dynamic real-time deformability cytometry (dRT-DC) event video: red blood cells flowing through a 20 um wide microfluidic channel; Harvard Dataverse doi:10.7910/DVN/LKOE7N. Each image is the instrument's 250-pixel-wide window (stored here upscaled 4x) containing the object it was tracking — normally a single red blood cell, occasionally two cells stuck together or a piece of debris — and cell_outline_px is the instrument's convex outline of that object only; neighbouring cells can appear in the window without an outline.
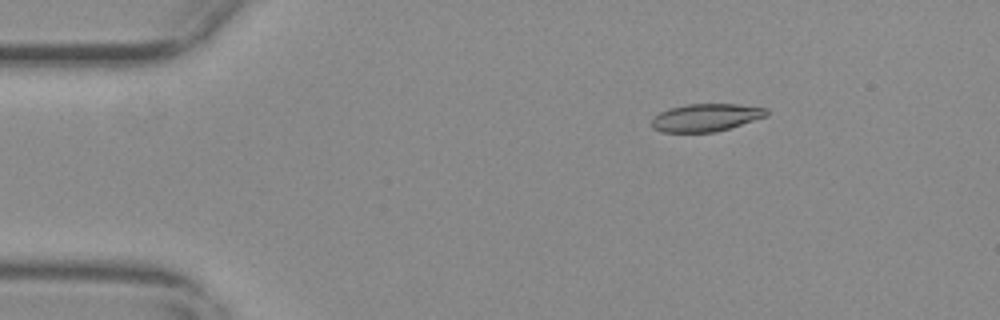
{"species": "common noctule bat (a hibernating species)", "species_latin": "Nyctalus noctula", "temperature_condition": "warm", "stored_images_in_passage": 50, "camera_frame_rate_fps": 3000, "um_per_image_px": 0.085, "animal": {"sex": "female", "body_mass_g": 29.2, "forearm_length_mm": 56.3}, "frame": {"image": 1, "passage_image": 3, "time_ms": 0.667, "image_size_px": [1000, 320], "cell_outline_px": [[768, 116], [716, 132], [660, 132], [652, 128], [652, 120], [660, 112], [672, 108], [688, 104], [736, 104], [768, 108]], "centroid_in_image_um": [60.03, 9.99], "position_along_channel_um": 25.0, "area_um2": 18.44}}
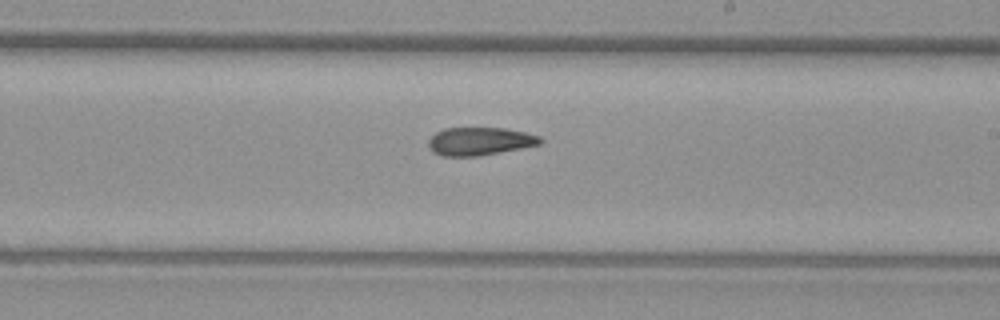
{"frame": {"image": 2, "passage_image": 27, "time_ms": 8.667, "image_size_px": [1000, 320], "cell_outline_px": [[544, 140], [540, 144], [520, 148], [476, 156], [440, 156], [432, 152], [428, 148], [428, 140], [436, 132], [444, 128], [504, 128], [524, 132], [540, 136]], "centroid_in_image_um": [40.73, 12.01], "position_along_channel_um": 248.3, "area_um2": 18.21}}
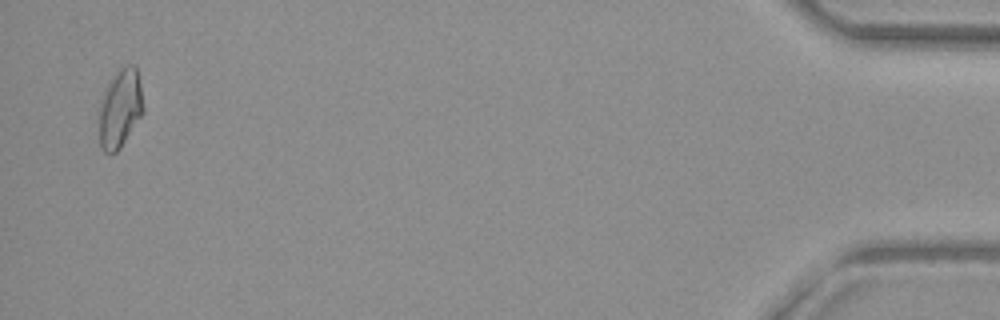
{"frame": {"image": 3, "passage_image": 49, "time_ms": 16.0, "image_size_px": [1000, 320], "cell_outline_px": [[144, 112], [120, 148], [116, 152], [104, 152], [100, 144], [100, 108], [104, 88], [120, 68], [124, 64], [132, 64], [136, 68], [140, 84], [144, 108]], "centroid_in_image_um": [10.23, 9.19], "position_along_channel_um": 425.0, "area_um2": 20.0}, "authors_computed_cell_mechanics": {"area_um2": 18.9584, "velocity_mm_per_s": 3.6782, "shape_relaxation_time_tau1_ms": null, "shape_relaxation_time_tau2_ms": 6.4957, "deformation_change_tau1": null, "deformation_change_tau2": 0.1575}}